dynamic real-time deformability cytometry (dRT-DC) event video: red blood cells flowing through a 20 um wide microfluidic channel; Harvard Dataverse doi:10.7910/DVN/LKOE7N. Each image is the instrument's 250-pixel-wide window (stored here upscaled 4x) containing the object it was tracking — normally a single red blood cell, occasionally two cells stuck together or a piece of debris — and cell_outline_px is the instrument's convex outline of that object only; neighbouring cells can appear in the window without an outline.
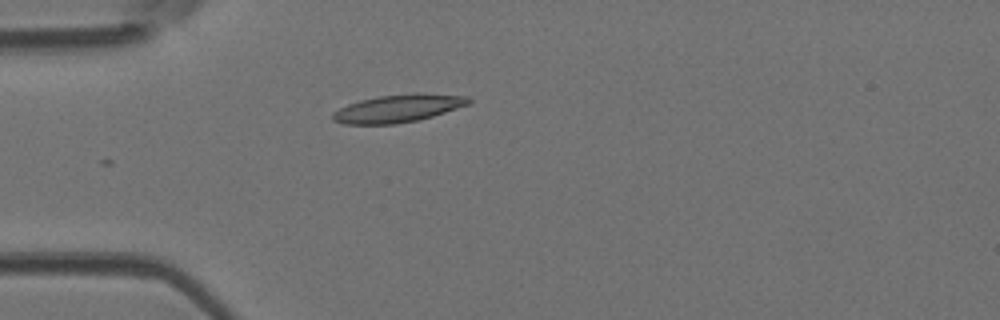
{"species": "Egyptian fruit bat (a non-hibernating species)", "species_latin": "Rousettus aegyptiacus", "temperature_condition": "room temperature", "stored_images_in_passage": 3, "camera_frame_rate_fps": 3000, "um_per_image_px": 0.085, "animal": {"sex": "female"}, "frame": {"image": 1, "passage_image": 3, "time_ms": 0.667, "image_size_px": [1000, 320], "cell_outline_px": [[472, 104], [420, 120], [396, 124], [344, 124], [332, 120], [332, 112], [348, 104], [360, 100], [380, 96], [416, 92], [420, 92], [468, 96], [472, 100]], "centroid_in_image_um": [33.9, 9.2], "position_along_channel_um": 51.1, "area_um2": 22.37}}